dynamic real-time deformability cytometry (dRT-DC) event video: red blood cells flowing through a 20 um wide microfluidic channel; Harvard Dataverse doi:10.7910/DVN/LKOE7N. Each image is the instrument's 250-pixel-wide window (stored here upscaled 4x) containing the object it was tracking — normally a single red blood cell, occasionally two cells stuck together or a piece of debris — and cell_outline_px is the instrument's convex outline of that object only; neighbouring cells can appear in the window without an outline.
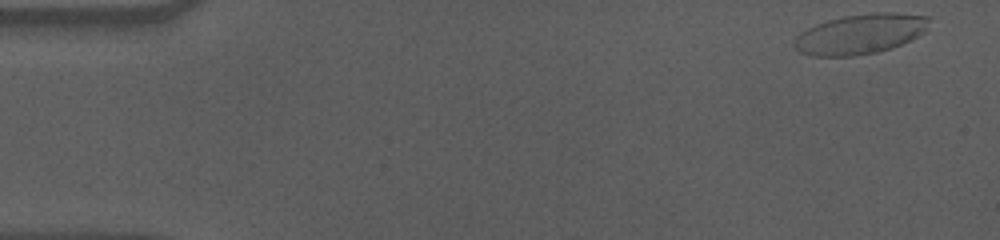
{"species": "human", "species_latin": "Homo sapiens", "temperature_condition": "cold", "stored_images_in_passage": 56, "camera_frame_rate_fps": 3000, "um_per_image_px": 0.085, "donor": {"sex": "male"}, "frame": {"image": 1, "passage_image": 1, "time_ms": 0.0, "image_size_px": [1000, 240], "cell_outline_px": [[928, 20], [924, 32], [892, 48], [876, 52], [852, 56], [812, 56], [800, 52], [792, 44], [796, 36], [800, 32], [816, 24], [828, 20], [844, 16], [872, 12], [892, 12], [928, 16]], "centroid_in_image_um": [73.07, 2.89], "position_along_channel_um": 11.9, "area_um2": 31.21}}
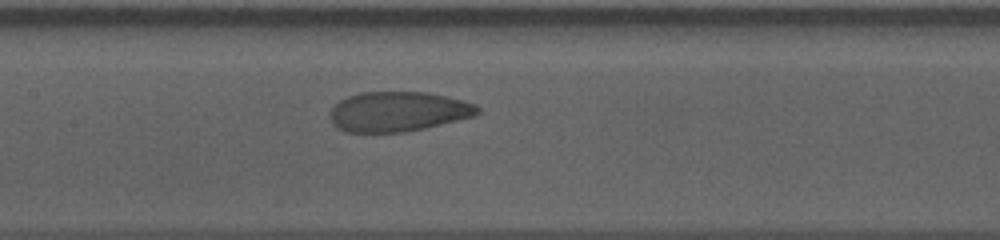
{"frame": {"image": 2, "passage_image": 26, "time_ms": 8.333, "image_size_px": [1000, 240], "cell_outline_px": [[480, 112], [476, 116], [424, 128], [404, 132], [344, 132], [336, 128], [332, 124], [332, 108], [340, 100], [348, 96], [360, 92], [428, 92], [476, 104], [480, 108]], "centroid_in_image_um": [33.85, 9.49], "position_along_channel_um": 173.6, "area_um2": 34.22}}
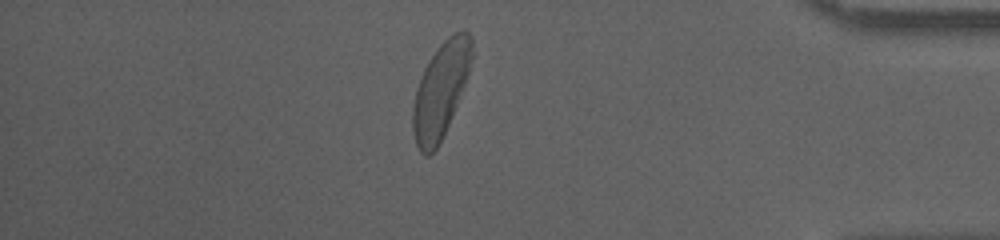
{"frame": {"image": 3, "passage_image": 48, "time_ms": 15.667, "image_size_px": [1000, 240], "cell_outline_px": [[472, 60], [464, 84], [448, 124], [436, 148], [428, 156], [424, 156], [420, 152], [416, 144], [412, 132], [412, 108], [416, 88], [424, 68], [428, 60], [440, 44], [448, 36], [464, 28], [472, 36]], "centroid_in_image_um": [37.43, 7.64], "position_along_channel_um": 397.8, "area_um2": 32.43}, "authors_computed_cell_mechanics": {"area_um2": 34.102, "velocity_mm_per_s": 3.5271, "shape_relaxation_time_tau1_ms": 4.7258, "shape_relaxation_time_tau2_ms": 1.4297, "deformation_change_tau1": 0.1707, "deformation_change_tau2": 0.0642}}